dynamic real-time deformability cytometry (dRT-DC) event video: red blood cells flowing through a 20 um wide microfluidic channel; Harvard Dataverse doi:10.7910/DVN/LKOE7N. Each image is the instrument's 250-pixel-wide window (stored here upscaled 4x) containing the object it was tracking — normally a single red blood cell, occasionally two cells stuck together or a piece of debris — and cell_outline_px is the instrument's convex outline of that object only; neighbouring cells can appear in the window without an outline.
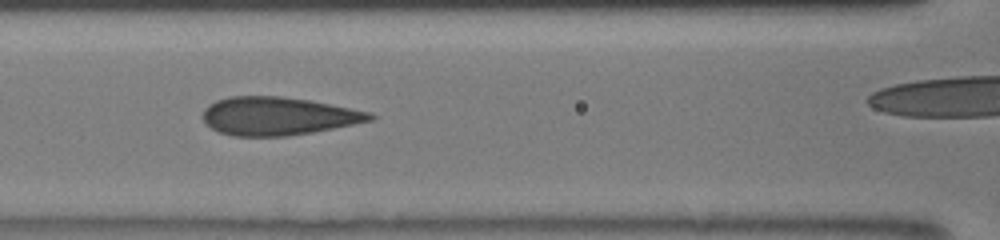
{"species": "human", "species_latin": "Homo sapiens", "temperature_condition": "room temperature", "stored_images_in_passage": 16, "camera_frame_rate_fps": 3000, "um_per_image_px": 0.085, "donor": {"sex": "male"}, "frame": {"image": 1, "passage_image": 7, "time_ms": 4.0, "image_size_px": [1000, 240], "cell_outline_px": [[376, 116], [372, 120], [312, 132], [288, 136], [232, 136], [220, 132], [212, 128], [204, 120], [204, 108], [208, 104], [216, 100], [228, 96], [280, 96], [308, 100], [368, 112]], "centroid_in_image_um": [23.57, 9.86], "position_along_channel_um": 143.0, "area_um2": 36.7}}
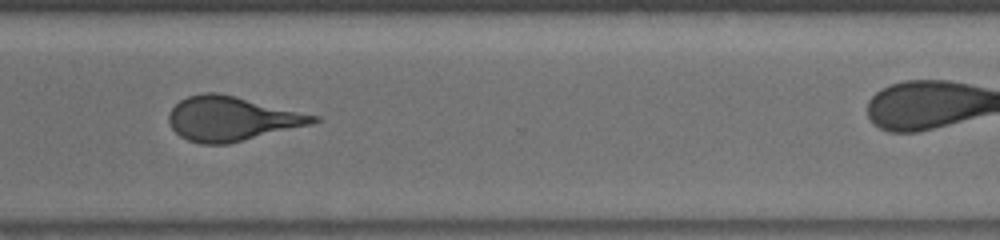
{"frame": {"image": 2, "passage_image": 14, "time_ms": 9.0, "image_size_px": [1000, 240], "cell_outline_px": [[320, 120], [312, 124], [228, 144], [200, 144], [188, 140], [180, 136], [172, 128], [168, 120], [168, 116], [172, 108], [180, 100], [188, 96], [204, 92], [216, 92], [236, 96], [320, 116]], "centroid_in_image_um": [19.69, 10.08], "position_along_channel_um": 350.9, "area_um2": 37.34}}